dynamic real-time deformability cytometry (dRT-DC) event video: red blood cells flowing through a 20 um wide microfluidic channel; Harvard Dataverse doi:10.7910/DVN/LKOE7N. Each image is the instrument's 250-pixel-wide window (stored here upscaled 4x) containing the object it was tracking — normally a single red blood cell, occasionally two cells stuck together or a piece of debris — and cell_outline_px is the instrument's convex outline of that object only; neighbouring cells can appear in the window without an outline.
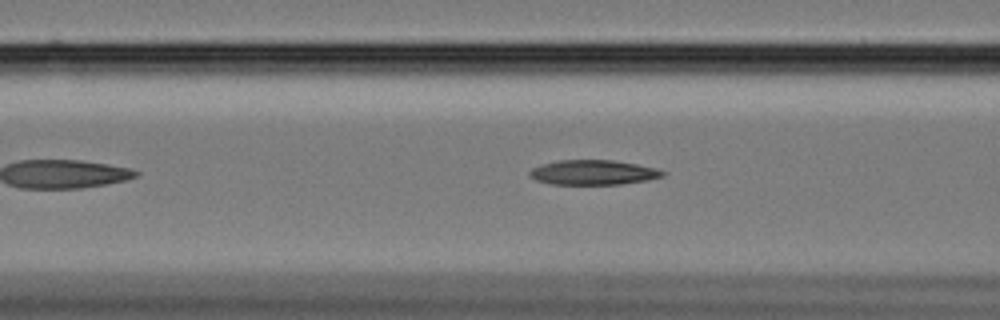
{"species": "Egyptian fruit bat (a non-hibernating species)", "species_latin": "Rousettus aegyptiacus", "temperature_condition": "cold", "stored_images_in_passage": 47, "camera_frame_rate_fps": 3000, "um_per_image_px": 0.085, "animal": {"sex": "female"}, "frame": {"image": 1, "passage_image": 12, "time_ms": 3.667, "image_size_px": [1000, 320], "cell_outline_px": [[668, 172], [664, 176], [648, 180], [620, 184], [552, 184], [536, 180], [528, 176], [528, 172], [532, 168], [544, 164], [560, 160], [612, 160], [636, 164], [656, 168]], "centroid_in_image_um": [50.44, 14.66], "position_along_channel_um": 116.2, "area_um2": 19.19}}
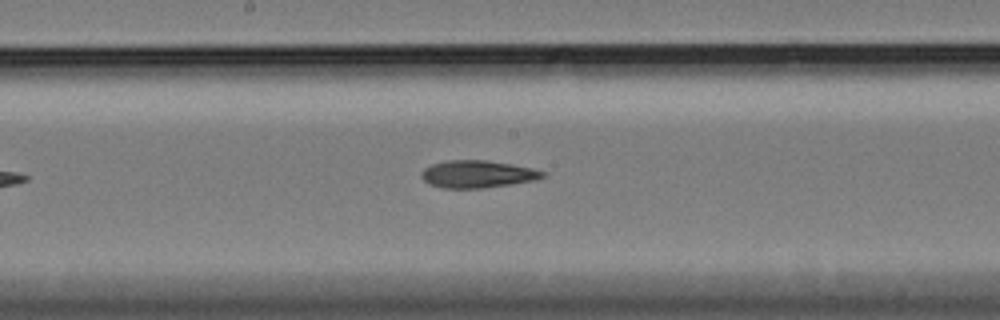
{"frame": {"image": 2, "passage_image": 20, "time_ms": 6.333, "image_size_px": [1000, 320], "cell_outline_px": [[544, 176], [536, 180], [480, 188], [444, 188], [428, 184], [420, 176], [420, 172], [424, 168], [432, 164], [448, 160], [484, 160], [532, 168], [544, 172]], "centroid_in_image_um": [40.52, 14.8], "position_along_channel_um": 207.7, "area_um2": 19.07}}
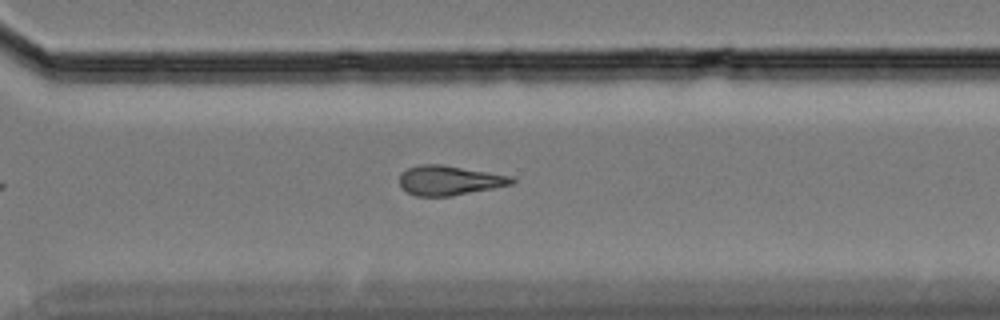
{"frame": {"image": 3, "passage_image": 31, "time_ms": 10.0, "image_size_px": [1000, 320], "cell_outline_px": [[516, 180], [512, 184], [452, 196], [416, 196], [400, 188], [400, 172], [408, 168], [420, 164], [440, 164], [512, 176]], "centroid_in_image_um": [38.15, 15.33], "position_along_channel_um": 332.4, "area_um2": 19.31}, "authors_computed_cell_mechanics": {"area_um2": 19.2474, "velocity_mm_per_s": 3.4184, "shape_relaxation_time_tau1_ms": 6.8436, "shape_relaxation_time_tau2_ms": 9.6079, "deformation_change_tau1": 0.1699, "deformation_change_tau2": 0.1904}}